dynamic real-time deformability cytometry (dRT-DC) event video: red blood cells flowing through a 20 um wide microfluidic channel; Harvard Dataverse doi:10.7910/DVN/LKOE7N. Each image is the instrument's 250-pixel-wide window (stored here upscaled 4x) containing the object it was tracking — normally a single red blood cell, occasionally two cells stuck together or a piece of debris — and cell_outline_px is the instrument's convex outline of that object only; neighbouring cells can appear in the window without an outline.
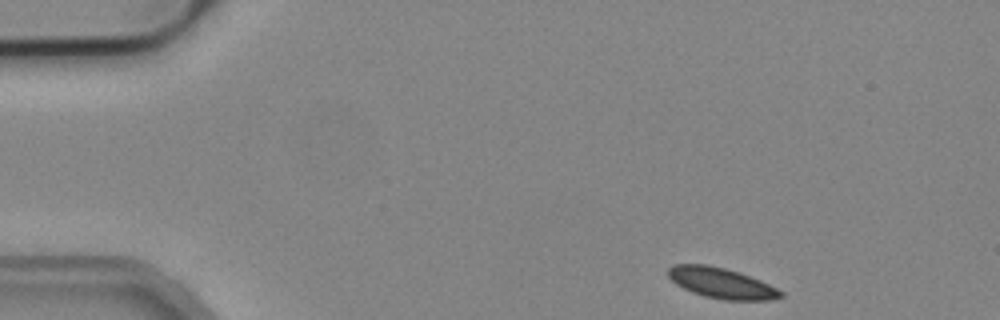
{"species": "common noctule bat (a hibernating species)", "species_latin": "Nyctalus noctula", "temperature_condition": "cold", "stored_images_in_passage": 6, "camera_frame_rate_fps": 3000, "um_per_image_px": 0.085, "animal": {"sex": "male", "body_mass_g": 19.2, "forearm_length_mm": 51.8}, "frame": {"image": 1, "passage_image": 1, "time_ms": 0.0, "image_size_px": [1000, 320], "cell_outline_px": [[784, 296], [768, 300], [724, 300], [704, 296], [692, 292], [676, 284], [668, 276], [668, 268], [672, 264], [708, 264], [740, 272], [760, 280], [784, 292]], "centroid_in_image_um": [61.31, 24.05], "position_along_channel_um": 23.7, "area_um2": 20.06}}